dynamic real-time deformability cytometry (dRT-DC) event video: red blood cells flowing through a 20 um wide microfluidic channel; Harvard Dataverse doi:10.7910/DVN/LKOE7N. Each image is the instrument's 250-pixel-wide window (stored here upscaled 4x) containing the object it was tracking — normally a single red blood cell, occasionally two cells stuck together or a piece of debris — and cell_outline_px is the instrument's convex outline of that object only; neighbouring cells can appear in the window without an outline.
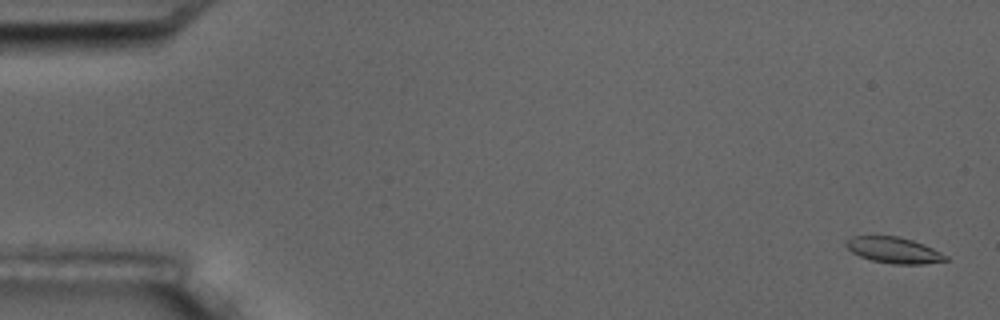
{"species": "common noctule bat (a hibernating species)", "species_latin": "Nyctalus noctula", "temperature_condition": "room temperature", "stored_images_in_passage": 6, "camera_frame_rate_fps": 3000, "um_per_image_px": 0.085, "animal": {"sex": "male", "body_mass_g": 17.5, "forearm_length_mm": 52.3}, "frame": {"image": 1, "passage_image": 1, "time_ms": 0.0, "image_size_px": [1000, 320], "cell_outline_px": [[948, 260], [924, 264], [892, 264], [872, 260], [860, 256], [852, 252], [844, 244], [844, 240], [852, 236], [900, 236], [912, 240], [932, 248], [948, 256]], "centroid_in_image_um": [75.95, 21.26], "position_along_channel_um": 9.1, "area_um2": 15.09}}
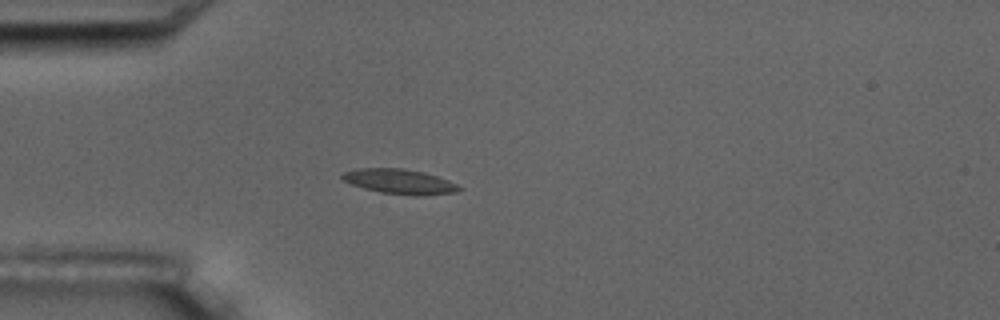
{"frame": {"image": 2, "passage_image": 5, "time_ms": 4.667, "image_size_px": [1000, 320], "cell_outline_px": [[464, 188], [456, 192], [424, 196], [412, 196], [380, 192], [364, 188], [340, 180], [340, 176], [344, 172], [356, 168], [404, 168], [424, 172], [448, 180]], "centroid_in_image_um": [33.96, 15.43], "position_along_channel_um": 51.0, "area_um2": 17.17}}